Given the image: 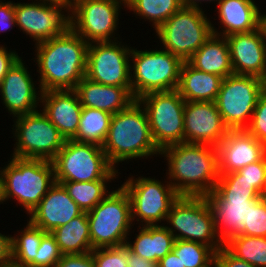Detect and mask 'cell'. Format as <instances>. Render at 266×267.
Here are the masks:
<instances>
[{"mask_svg": "<svg viewBox=\"0 0 266 267\" xmlns=\"http://www.w3.org/2000/svg\"><path fill=\"white\" fill-rule=\"evenodd\" d=\"M36 44L40 92L74 90L86 74L89 44L70 27L62 35Z\"/></svg>", "mask_w": 266, "mask_h": 267, "instance_id": "1", "label": "cell"}, {"mask_svg": "<svg viewBox=\"0 0 266 267\" xmlns=\"http://www.w3.org/2000/svg\"><path fill=\"white\" fill-rule=\"evenodd\" d=\"M168 159L169 178L181 196H206L220 177L218 153L214 146L179 143L160 151Z\"/></svg>", "mask_w": 266, "mask_h": 267, "instance_id": "2", "label": "cell"}, {"mask_svg": "<svg viewBox=\"0 0 266 267\" xmlns=\"http://www.w3.org/2000/svg\"><path fill=\"white\" fill-rule=\"evenodd\" d=\"M140 106L135 100L128 108L111 116L102 148L113 167L127 159L160 154L151 135L146 110Z\"/></svg>", "mask_w": 266, "mask_h": 267, "instance_id": "3", "label": "cell"}, {"mask_svg": "<svg viewBox=\"0 0 266 267\" xmlns=\"http://www.w3.org/2000/svg\"><path fill=\"white\" fill-rule=\"evenodd\" d=\"M261 196L237 171L220 175L215 188L205 197L214 214L215 232L223 244L243 231L248 207Z\"/></svg>", "mask_w": 266, "mask_h": 267, "instance_id": "4", "label": "cell"}, {"mask_svg": "<svg viewBox=\"0 0 266 267\" xmlns=\"http://www.w3.org/2000/svg\"><path fill=\"white\" fill-rule=\"evenodd\" d=\"M12 157L0 171L2 201L15 197L29 214L55 184L54 167L45 159Z\"/></svg>", "mask_w": 266, "mask_h": 267, "instance_id": "5", "label": "cell"}, {"mask_svg": "<svg viewBox=\"0 0 266 267\" xmlns=\"http://www.w3.org/2000/svg\"><path fill=\"white\" fill-rule=\"evenodd\" d=\"M51 162L55 181L110 180L118 173L101 146L73 139L65 141Z\"/></svg>", "mask_w": 266, "mask_h": 267, "instance_id": "6", "label": "cell"}, {"mask_svg": "<svg viewBox=\"0 0 266 267\" xmlns=\"http://www.w3.org/2000/svg\"><path fill=\"white\" fill-rule=\"evenodd\" d=\"M92 248L125 245L131 229V203L121 186L109 192L92 210L87 212Z\"/></svg>", "mask_w": 266, "mask_h": 267, "instance_id": "7", "label": "cell"}, {"mask_svg": "<svg viewBox=\"0 0 266 267\" xmlns=\"http://www.w3.org/2000/svg\"><path fill=\"white\" fill-rule=\"evenodd\" d=\"M131 92L137 100L150 92L176 90L183 61L167 50H131Z\"/></svg>", "mask_w": 266, "mask_h": 267, "instance_id": "8", "label": "cell"}, {"mask_svg": "<svg viewBox=\"0 0 266 267\" xmlns=\"http://www.w3.org/2000/svg\"><path fill=\"white\" fill-rule=\"evenodd\" d=\"M173 227H167L175 239L198 242L214 252L224 244L215 232L214 214L205 196H180L166 218ZM217 238V239H216Z\"/></svg>", "mask_w": 266, "mask_h": 267, "instance_id": "9", "label": "cell"}, {"mask_svg": "<svg viewBox=\"0 0 266 267\" xmlns=\"http://www.w3.org/2000/svg\"><path fill=\"white\" fill-rule=\"evenodd\" d=\"M156 33L165 50L187 62L212 35V24L202 9L181 7Z\"/></svg>", "mask_w": 266, "mask_h": 267, "instance_id": "10", "label": "cell"}, {"mask_svg": "<svg viewBox=\"0 0 266 267\" xmlns=\"http://www.w3.org/2000/svg\"><path fill=\"white\" fill-rule=\"evenodd\" d=\"M137 100L144 105L153 141L160 151L184 143L186 101L177 90L150 92Z\"/></svg>", "mask_w": 266, "mask_h": 267, "instance_id": "11", "label": "cell"}, {"mask_svg": "<svg viewBox=\"0 0 266 267\" xmlns=\"http://www.w3.org/2000/svg\"><path fill=\"white\" fill-rule=\"evenodd\" d=\"M260 77L253 75H230L225 77L217 94L215 104L229 130L246 129V122L261 94Z\"/></svg>", "mask_w": 266, "mask_h": 267, "instance_id": "12", "label": "cell"}, {"mask_svg": "<svg viewBox=\"0 0 266 267\" xmlns=\"http://www.w3.org/2000/svg\"><path fill=\"white\" fill-rule=\"evenodd\" d=\"M16 148L13 156L51 161L64 146L66 139L42 112L17 116Z\"/></svg>", "mask_w": 266, "mask_h": 267, "instance_id": "13", "label": "cell"}, {"mask_svg": "<svg viewBox=\"0 0 266 267\" xmlns=\"http://www.w3.org/2000/svg\"><path fill=\"white\" fill-rule=\"evenodd\" d=\"M121 186L130 199L132 221L138 216L145 226L166 220L172 205L181 196L170 182L164 186L158 180L146 177L137 180L131 177Z\"/></svg>", "mask_w": 266, "mask_h": 267, "instance_id": "14", "label": "cell"}, {"mask_svg": "<svg viewBox=\"0 0 266 267\" xmlns=\"http://www.w3.org/2000/svg\"><path fill=\"white\" fill-rule=\"evenodd\" d=\"M121 2L126 5V0H76L73 16L69 14L70 28L88 44L111 41Z\"/></svg>", "mask_w": 266, "mask_h": 267, "instance_id": "15", "label": "cell"}, {"mask_svg": "<svg viewBox=\"0 0 266 267\" xmlns=\"http://www.w3.org/2000/svg\"><path fill=\"white\" fill-rule=\"evenodd\" d=\"M112 41L89 43L85 77L103 85L131 87L129 47Z\"/></svg>", "mask_w": 266, "mask_h": 267, "instance_id": "16", "label": "cell"}, {"mask_svg": "<svg viewBox=\"0 0 266 267\" xmlns=\"http://www.w3.org/2000/svg\"><path fill=\"white\" fill-rule=\"evenodd\" d=\"M228 131L215 101L185 102L184 143L216 147Z\"/></svg>", "mask_w": 266, "mask_h": 267, "instance_id": "17", "label": "cell"}, {"mask_svg": "<svg viewBox=\"0 0 266 267\" xmlns=\"http://www.w3.org/2000/svg\"><path fill=\"white\" fill-rule=\"evenodd\" d=\"M15 21L26 34L40 43L62 35L69 27V15L62 9L44 3H14Z\"/></svg>", "mask_w": 266, "mask_h": 267, "instance_id": "18", "label": "cell"}, {"mask_svg": "<svg viewBox=\"0 0 266 267\" xmlns=\"http://www.w3.org/2000/svg\"><path fill=\"white\" fill-rule=\"evenodd\" d=\"M216 149L220 175L258 162L266 154V145L256 140L246 129L229 130Z\"/></svg>", "mask_w": 266, "mask_h": 267, "instance_id": "19", "label": "cell"}, {"mask_svg": "<svg viewBox=\"0 0 266 267\" xmlns=\"http://www.w3.org/2000/svg\"><path fill=\"white\" fill-rule=\"evenodd\" d=\"M84 211L69 196L65 187L55 182L39 204L29 213L30 222L45 232L65 225Z\"/></svg>", "mask_w": 266, "mask_h": 267, "instance_id": "20", "label": "cell"}, {"mask_svg": "<svg viewBox=\"0 0 266 267\" xmlns=\"http://www.w3.org/2000/svg\"><path fill=\"white\" fill-rule=\"evenodd\" d=\"M22 61L19 58L0 83L2 100L14 117L37 111L35 108L40 98Z\"/></svg>", "mask_w": 266, "mask_h": 267, "instance_id": "21", "label": "cell"}, {"mask_svg": "<svg viewBox=\"0 0 266 267\" xmlns=\"http://www.w3.org/2000/svg\"><path fill=\"white\" fill-rule=\"evenodd\" d=\"M44 103L43 113L66 139H73L77 132L83 106L74 90H48L40 92Z\"/></svg>", "mask_w": 266, "mask_h": 267, "instance_id": "22", "label": "cell"}, {"mask_svg": "<svg viewBox=\"0 0 266 267\" xmlns=\"http://www.w3.org/2000/svg\"><path fill=\"white\" fill-rule=\"evenodd\" d=\"M236 75L260 77L266 66V47L259 29L226 37Z\"/></svg>", "mask_w": 266, "mask_h": 267, "instance_id": "23", "label": "cell"}, {"mask_svg": "<svg viewBox=\"0 0 266 267\" xmlns=\"http://www.w3.org/2000/svg\"><path fill=\"white\" fill-rule=\"evenodd\" d=\"M83 107L106 111L115 114L128 108L136 99L131 87L103 85L84 77L75 87Z\"/></svg>", "mask_w": 266, "mask_h": 267, "instance_id": "24", "label": "cell"}, {"mask_svg": "<svg viewBox=\"0 0 266 267\" xmlns=\"http://www.w3.org/2000/svg\"><path fill=\"white\" fill-rule=\"evenodd\" d=\"M212 26V35L192 55L188 62L196 69L209 74H216L223 79L233 75L229 44L226 37L219 38ZM221 39V40H220Z\"/></svg>", "mask_w": 266, "mask_h": 267, "instance_id": "25", "label": "cell"}, {"mask_svg": "<svg viewBox=\"0 0 266 267\" xmlns=\"http://www.w3.org/2000/svg\"><path fill=\"white\" fill-rule=\"evenodd\" d=\"M223 78L194 68L188 61L180 70L177 91L186 101H215Z\"/></svg>", "mask_w": 266, "mask_h": 267, "instance_id": "26", "label": "cell"}, {"mask_svg": "<svg viewBox=\"0 0 266 267\" xmlns=\"http://www.w3.org/2000/svg\"><path fill=\"white\" fill-rule=\"evenodd\" d=\"M218 13L225 27L222 33L224 37L258 29L260 12L252 0H220Z\"/></svg>", "mask_w": 266, "mask_h": 267, "instance_id": "27", "label": "cell"}, {"mask_svg": "<svg viewBox=\"0 0 266 267\" xmlns=\"http://www.w3.org/2000/svg\"><path fill=\"white\" fill-rule=\"evenodd\" d=\"M175 237L167 226H143L133 242L126 246L135 254L151 261L159 262L172 251Z\"/></svg>", "mask_w": 266, "mask_h": 267, "instance_id": "28", "label": "cell"}, {"mask_svg": "<svg viewBox=\"0 0 266 267\" xmlns=\"http://www.w3.org/2000/svg\"><path fill=\"white\" fill-rule=\"evenodd\" d=\"M63 255L84 254L93 250L87 212L50 232Z\"/></svg>", "mask_w": 266, "mask_h": 267, "instance_id": "29", "label": "cell"}, {"mask_svg": "<svg viewBox=\"0 0 266 267\" xmlns=\"http://www.w3.org/2000/svg\"><path fill=\"white\" fill-rule=\"evenodd\" d=\"M112 114L98 109L83 107L78 132L73 140L93 143L102 147Z\"/></svg>", "mask_w": 266, "mask_h": 267, "instance_id": "30", "label": "cell"}, {"mask_svg": "<svg viewBox=\"0 0 266 267\" xmlns=\"http://www.w3.org/2000/svg\"><path fill=\"white\" fill-rule=\"evenodd\" d=\"M224 246L237 258L256 267H266V237L235 235Z\"/></svg>", "mask_w": 266, "mask_h": 267, "instance_id": "31", "label": "cell"}, {"mask_svg": "<svg viewBox=\"0 0 266 267\" xmlns=\"http://www.w3.org/2000/svg\"><path fill=\"white\" fill-rule=\"evenodd\" d=\"M47 232L34 226L30 221L17 238H11L12 264L27 267L35 258L42 237Z\"/></svg>", "mask_w": 266, "mask_h": 267, "instance_id": "32", "label": "cell"}, {"mask_svg": "<svg viewBox=\"0 0 266 267\" xmlns=\"http://www.w3.org/2000/svg\"><path fill=\"white\" fill-rule=\"evenodd\" d=\"M109 180H94L90 182L56 181L62 184L69 196L84 211L92 210L106 196V183Z\"/></svg>", "mask_w": 266, "mask_h": 267, "instance_id": "33", "label": "cell"}, {"mask_svg": "<svg viewBox=\"0 0 266 267\" xmlns=\"http://www.w3.org/2000/svg\"><path fill=\"white\" fill-rule=\"evenodd\" d=\"M126 5L139 16L153 21L155 30L182 7L180 0H126Z\"/></svg>", "mask_w": 266, "mask_h": 267, "instance_id": "34", "label": "cell"}, {"mask_svg": "<svg viewBox=\"0 0 266 267\" xmlns=\"http://www.w3.org/2000/svg\"><path fill=\"white\" fill-rule=\"evenodd\" d=\"M172 252L180 258L182 267H207L215 252L204 244L175 239Z\"/></svg>", "mask_w": 266, "mask_h": 267, "instance_id": "35", "label": "cell"}, {"mask_svg": "<svg viewBox=\"0 0 266 267\" xmlns=\"http://www.w3.org/2000/svg\"><path fill=\"white\" fill-rule=\"evenodd\" d=\"M240 234L266 237V200L263 196L251 202L248 207L247 223Z\"/></svg>", "mask_w": 266, "mask_h": 267, "instance_id": "36", "label": "cell"}, {"mask_svg": "<svg viewBox=\"0 0 266 267\" xmlns=\"http://www.w3.org/2000/svg\"><path fill=\"white\" fill-rule=\"evenodd\" d=\"M62 255L55 237L47 232L41 239L34 260L27 267H55Z\"/></svg>", "mask_w": 266, "mask_h": 267, "instance_id": "37", "label": "cell"}, {"mask_svg": "<svg viewBox=\"0 0 266 267\" xmlns=\"http://www.w3.org/2000/svg\"><path fill=\"white\" fill-rule=\"evenodd\" d=\"M95 267H127V246L95 248L91 251Z\"/></svg>", "mask_w": 266, "mask_h": 267, "instance_id": "38", "label": "cell"}, {"mask_svg": "<svg viewBox=\"0 0 266 267\" xmlns=\"http://www.w3.org/2000/svg\"><path fill=\"white\" fill-rule=\"evenodd\" d=\"M246 130L258 141L266 145V94L261 93L255 109L253 111L251 122Z\"/></svg>", "mask_w": 266, "mask_h": 267, "instance_id": "39", "label": "cell"}, {"mask_svg": "<svg viewBox=\"0 0 266 267\" xmlns=\"http://www.w3.org/2000/svg\"><path fill=\"white\" fill-rule=\"evenodd\" d=\"M242 179L252 184L253 187L263 196L266 174V154L258 162L248 164L237 171Z\"/></svg>", "mask_w": 266, "mask_h": 267, "instance_id": "40", "label": "cell"}, {"mask_svg": "<svg viewBox=\"0 0 266 267\" xmlns=\"http://www.w3.org/2000/svg\"><path fill=\"white\" fill-rule=\"evenodd\" d=\"M216 267H256L237 258L224 245L214 255Z\"/></svg>", "mask_w": 266, "mask_h": 267, "instance_id": "41", "label": "cell"}, {"mask_svg": "<svg viewBox=\"0 0 266 267\" xmlns=\"http://www.w3.org/2000/svg\"><path fill=\"white\" fill-rule=\"evenodd\" d=\"M55 267H95V263L90 251L84 254L62 255Z\"/></svg>", "mask_w": 266, "mask_h": 267, "instance_id": "42", "label": "cell"}, {"mask_svg": "<svg viewBox=\"0 0 266 267\" xmlns=\"http://www.w3.org/2000/svg\"><path fill=\"white\" fill-rule=\"evenodd\" d=\"M13 24V25H12ZM16 25L15 21V10L12 2L1 1L0 3V32H4L11 29L12 26Z\"/></svg>", "mask_w": 266, "mask_h": 267, "instance_id": "43", "label": "cell"}, {"mask_svg": "<svg viewBox=\"0 0 266 267\" xmlns=\"http://www.w3.org/2000/svg\"><path fill=\"white\" fill-rule=\"evenodd\" d=\"M19 58L16 52H8L5 47L0 46V83Z\"/></svg>", "mask_w": 266, "mask_h": 267, "instance_id": "44", "label": "cell"}, {"mask_svg": "<svg viewBox=\"0 0 266 267\" xmlns=\"http://www.w3.org/2000/svg\"><path fill=\"white\" fill-rule=\"evenodd\" d=\"M11 238L0 233V267L12 264Z\"/></svg>", "mask_w": 266, "mask_h": 267, "instance_id": "45", "label": "cell"}, {"mask_svg": "<svg viewBox=\"0 0 266 267\" xmlns=\"http://www.w3.org/2000/svg\"><path fill=\"white\" fill-rule=\"evenodd\" d=\"M127 267H158V262L147 260L127 247Z\"/></svg>", "mask_w": 266, "mask_h": 267, "instance_id": "46", "label": "cell"}, {"mask_svg": "<svg viewBox=\"0 0 266 267\" xmlns=\"http://www.w3.org/2000/svg\"><path fill=\"white\" fill-rule=\"evenodd\" d=\"M158 267H182V263L180 258L170 251L158 262Z\"/></svg>", "mask_w": 266, "mask_h": 267, "instance_id": "47", "label": "cell"}, {"mask_svg": "<svg viewBox=\"0 0 266 267\" xmlns=\"http://www.w3.org/2000/svg\"><path fill=\"white\" fill-rule=\"evenodd\" d=\"M47 1V2H46ZM49 2V3H48ZM76 0H42V3L73 11ZM72 9V10H71Z\"/></svg>", "mask_w": 266, "mask_h": 267, "instance_id": "48", "label": "cell"}, {"mask_svg": "<svg viewBox=\"0 0 266 267\" xmlns=\"http://www.w3.org/2000/svg\"><path fill=\"white\" fill-rule=\"evenodd\" d=\"M258 29L261 33L264 45L266 47V15H259V20H258Z\"/></svg>", "mask_w": 266, "mask_h": 267, "instance_id": "49", "label": "cell"}, {"mask_svg": "<svg viewBox=\"0 0 266 267\" xmlns=\"http://www.w3.org/2000/svg\"><path fill=\"white\" fill-rule=\"evenodd\" d=\"M202 1V0H180V3L182 5V7H186V8H198L201 9L199 7L198 2ZM204 1V0H203ZM206 1V0H205ZM207 1H215V0H207ZM219 2L220 0H216V2Z\"/></svg>", "mask_w": 266, "mask_h": 267, "instance_id": "50", "label": "cell"}, {"mask_svg": "<svg viewBox=\"0 0 266 267\" xmlns=\"http://www.w3.org/2000/svg\"><path fill=\"white\" fill-rule=\"evenodd\" d=\"M261 92L266 94V66L263 74L260 76Z\"/></svg>", "mask_w": 266, "mask_h": 267, "instance_id": "51", "label": "cell"}, {"mask_svg": "<svg viewBox=\"0 0 266 267\" xmlns=\"http://www.w3.org/2000/svg\"><path fill=\"white\" fill-rule=\"evenodd\" d=\"M214 265V267H216L215 261L213 260L207 267H212Z\"/></svg>", "mask_w": 266, "mask_h": 267, "instance_id": "52", "label": "cell"}, {"mask_svg": "<svg viewBox=\"0 0 266 267\" xmlns=\"http://www.w3.org/2000/svg\"><path fill=\"white\" fill-rule=\"evenodd\" d=\"M264 194H266V174H265V183H264Z\"/></svg>", "mask_w": 266, "mask_h": 267, "instance_id": "53", "label": "cell"}, {"mask_svg": "<svg viewBox=\"0 0 266 267\" xmlns=\"http://www.w3.org/2000/svg\"><path fill=\"white\" fill-rule=\"evenodd\" d=\"M2 202V197H1V181H0V203Z\"/></svg>", "mask_w": 266, "mask_h": 267, "instance_id": "54", "label": "cell"}, {"mask_svg": "<svg viewBox=\"0 0 266 267\" xmlns=\"http://www.w3.org/2000/svg\"><path fill=\"white\" fill-rule=\"evenodd\" d=\"M5 267H18V266H15V265L11 264V265H8V266H5Z\"/></svg>", "mask_w": 266, "mask_h": 267, "instance_id": "55", "label": "cell"}]
</instances>
